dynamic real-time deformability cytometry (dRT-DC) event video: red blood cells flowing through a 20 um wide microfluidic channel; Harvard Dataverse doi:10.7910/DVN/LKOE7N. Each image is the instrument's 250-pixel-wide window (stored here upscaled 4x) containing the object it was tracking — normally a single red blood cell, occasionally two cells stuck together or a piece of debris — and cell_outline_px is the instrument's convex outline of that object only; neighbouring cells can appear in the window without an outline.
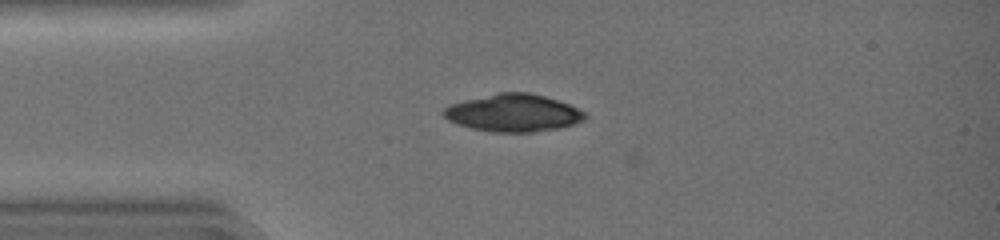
{"species": "common noctule bat (a hibernating species)", "species_latin": "Nyctalus noctula", "temperature_condition": "warm", "stored_images_in_passage": 33, "camera_frame_rate_fps": 3000, "um_per_image_px": 0.085, "animal": {"sex": "female", "body_mass_g": 19.0, "forearm_length_mm": 51.5}, "frame": {"image": 1, "passage_image": 1, "time_ms": 0.0, "image_size_px": [1000, 240], "cell_outline_px": [[588, 116], [584, 120], [560, 128], [532, 132], [488, 132], [456, 124], [448, 120], [440, 112], [444, 108], [452, 104], [464, 100], [496, 92], [528, 92], [544, 96], [568, 104], [588, 112]], "centroid_in_image_um": [43.63, 9.6], "position_along_channel_um": 41.4, "area_um2": 31.1}}
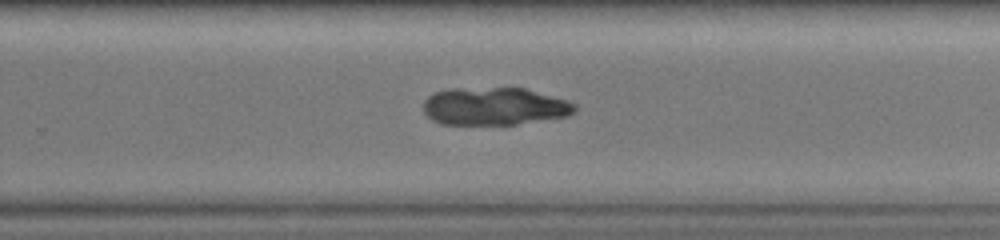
{"frame": {"image": 2, "passage_image": 19, "time_ms": 6.0, "image_size_px": [1000, 240], "cell_outline_px": [[576, 112], [568, 116], [516, 124], [444, 124], [432, 120], [424, 112], [424, 100], [428, 96], [436, 92], [448, 88], [524, 88], [568, 100], [576, 104]], "centroid_in_image_um": [42.05, 9.03], "position_along_channel_um": 287.8, "area_um2": 33.29}}
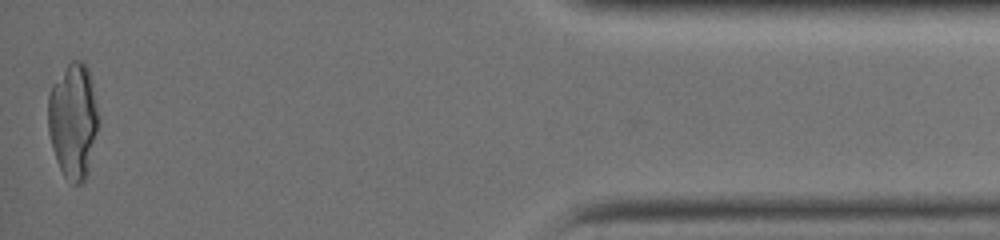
{"frame": {"image": 3, "passage_image": 33, "time_ms": 10.667, "image_size_px": [1000, 240], "cell_outline_px": [[100, 120], [88, 172], [84, 180], [80, 184], [72, 184], [64, 176], [56, 160], [52, 148], [48, 132], [48, 96], [52, 84], [68, 64], [72, 60], [84, 60], [88, 68], [92, 80], [100, 116]], "centroid_in_image_um": [6.24, 10.24], "position_along_channel_um": 429.0, "area_um2": 34.45}}